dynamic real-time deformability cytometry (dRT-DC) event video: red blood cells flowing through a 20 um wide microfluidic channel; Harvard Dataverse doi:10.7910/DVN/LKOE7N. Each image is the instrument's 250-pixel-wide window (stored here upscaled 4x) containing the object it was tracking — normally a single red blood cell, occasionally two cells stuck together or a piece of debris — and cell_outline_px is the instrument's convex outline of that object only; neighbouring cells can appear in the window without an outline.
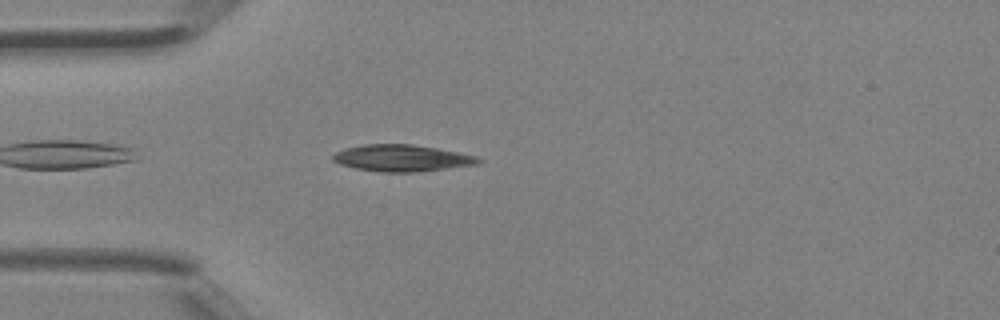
{"species": "Egyptian fruit bat (a non-hibernating species)", "species_latin": "Rousettus aegyptiacus", "temperature_condition": "room temperature", "stored_images_in_passage": 15, "camera_frame_rate_fps": 3000, "um_per_image_px": 0.085, "animal": {"sex": "female"}, "frame": {"image": 1, "passage_image": 3, "time_ms": 0.667, "image_size_px": [1000, 320], "cell_outline_px": [[484, 160], [480, 164], [416, 172], [380, 172], [356, 168], [340, 164], [332, 160], [332, 156], [336, 152], [344, 148], [364, 144], [412, 144], [436, 148], [476, 156]], "centroid_in_image_um": [34.16, 13.44], "position_along_channel_um": 50.8, "area_um2": 22.6}}
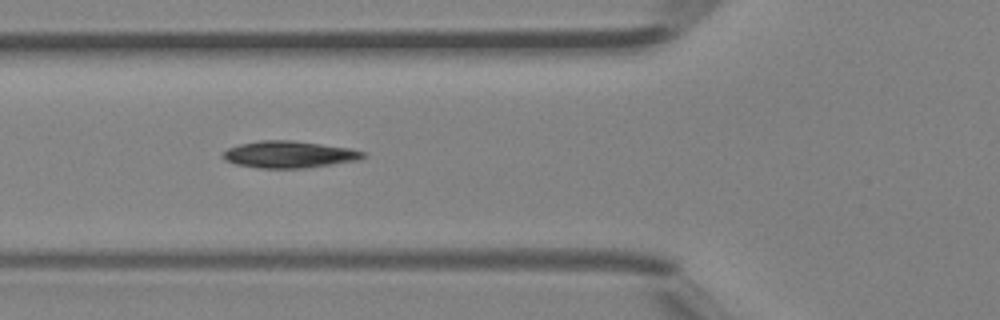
{"frame": {"image": 2, "passage_image": 7, "time_ms": 2.0, "image_size_px": [1000, 320], "cell_outline_px": [[368, 156], [360, 160], [304, 168], [260, 168], [236, 164], [224, 160], [220, 156], [228, 148], [240, 144], [260, 140], [292, 140], [352, 148], [364, 152]], "centroid_in_image_um": [24.6, 13.12], "position_along_channel_um": 101.2, "area_um2": 22.08}}